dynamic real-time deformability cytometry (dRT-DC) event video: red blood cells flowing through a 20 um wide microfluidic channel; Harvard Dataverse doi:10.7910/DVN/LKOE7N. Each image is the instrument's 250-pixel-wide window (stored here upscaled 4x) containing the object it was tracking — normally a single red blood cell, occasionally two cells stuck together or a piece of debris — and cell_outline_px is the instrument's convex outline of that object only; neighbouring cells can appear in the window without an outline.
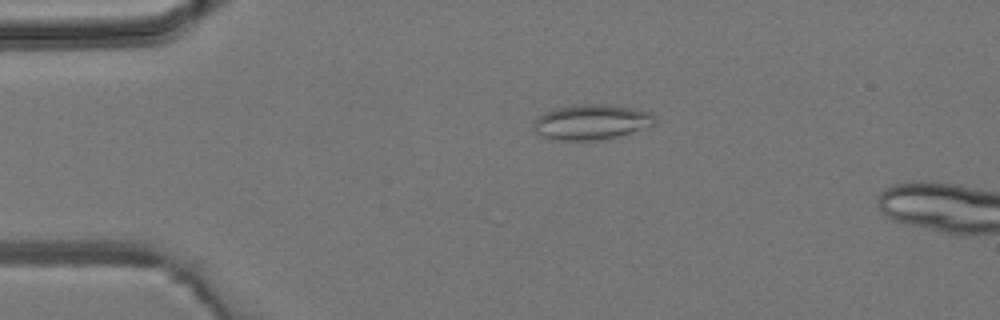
{"species": "common noctule bat (a hibernating species)", "species_latin": "Nyctalus noctula", "temperature_condition": "room temperature", "stored_images_in_passage": 4, "camera_frame_rate_fps": 3000, "um_per_image_px": 0.085, "animal": {"sex": "male", "body_mass_g": 19.2, "forearm_length_mm": 51.8}, "frame": {"image": 1, "passage_image": 3, "time_ms": 3.0, "image_size_px": [1000, 320], "cell_outline_px": [[656, 124], [620, 136], [600, 140], [552, 140], [536, 132], [532, 128], [532, 124], [536, 116], [544, 112], [556, 108], [580, 104], [604, 104], [628, 108], [648, 112], [656, 120]], "centroid_in_image_um": [50.2, 10.39], "position_along_channel_um": 34.8, "area_um2": 24.8}}